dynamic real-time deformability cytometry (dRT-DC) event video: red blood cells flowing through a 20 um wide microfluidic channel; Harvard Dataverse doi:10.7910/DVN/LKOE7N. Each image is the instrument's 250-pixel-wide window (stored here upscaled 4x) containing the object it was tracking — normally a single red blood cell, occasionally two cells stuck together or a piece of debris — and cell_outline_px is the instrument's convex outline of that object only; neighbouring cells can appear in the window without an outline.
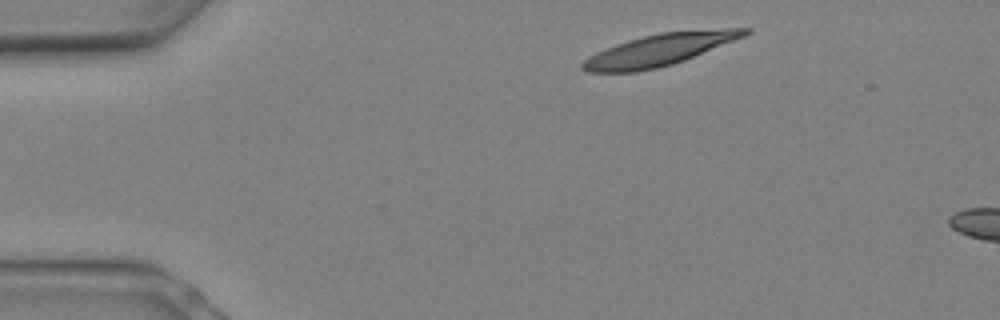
{"species": "Egyptian fruit bat (a non-hibernating species)", "species_latin": "Rousettus aegyptiacus", "temperature_condition": "warm", "stored_images_in_passage": 3, "camera_frame_rate_fps": 3000, "um_per_image_px": 0.085, "animal": {"sex": "female"}, "frame": {"image": 1, "passage_image": 1, "time_ms": 0.0, "image_size_px": [1000, 320], "cell_outline_px": [[752, 32], [744, 36], [684, 60], [672, 64], [656, 68], [636, 72], [588, 72], [580, 68], [580, 64], [588, 56], [616, 44], [628, 40], [660, 32], [724, 28], [752, 28]], "centroid_in_image_um": [56.04, 4.23], "position_along_channel_um": 29.0, "area_um2": 29.82}}